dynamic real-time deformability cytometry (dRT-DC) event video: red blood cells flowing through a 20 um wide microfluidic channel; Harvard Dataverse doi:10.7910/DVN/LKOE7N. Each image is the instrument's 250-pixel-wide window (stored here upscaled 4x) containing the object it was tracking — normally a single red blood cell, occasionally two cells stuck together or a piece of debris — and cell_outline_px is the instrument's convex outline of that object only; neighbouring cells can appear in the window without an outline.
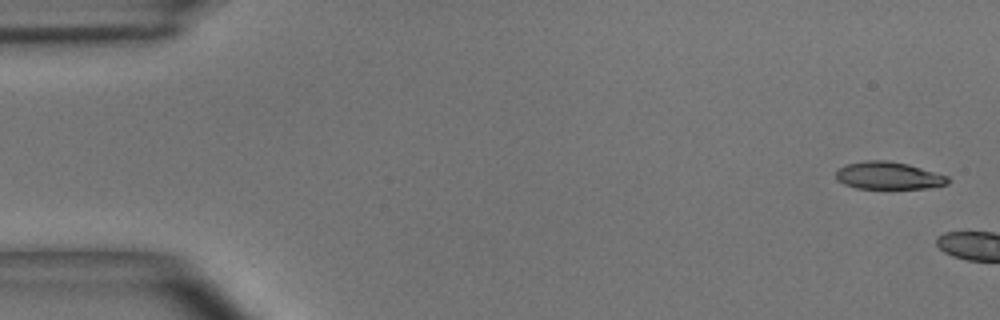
{"species": "common noctule bat (a hibernating species)", "species_latin": "Nyctalus noctula", "temperature_condition": "room temperature", "stored_images_in_passage": 2, "camera_frame_rate_fps": 3000, "um_per_image_px": 0.085, "animal": {"sex": "male", "body_mass_g": 15.6}, "frame": {"image": 1, "passage_image": 1, "time_ms": 0.0, "image_size_px": [1000, 320], "cell_outline_px": [[952, 180], [948, 184], [924, 188], [856, 188], [844, 184], [836, 180], [836, 172], [840, 168], [848, 164], [864, 160], [888, 160], [908, 164], [948, 176]], "centroid_in_image_um": [75.53, 14.92], "position_along_channel_um": 9.5, "area_um2": 17.86}}